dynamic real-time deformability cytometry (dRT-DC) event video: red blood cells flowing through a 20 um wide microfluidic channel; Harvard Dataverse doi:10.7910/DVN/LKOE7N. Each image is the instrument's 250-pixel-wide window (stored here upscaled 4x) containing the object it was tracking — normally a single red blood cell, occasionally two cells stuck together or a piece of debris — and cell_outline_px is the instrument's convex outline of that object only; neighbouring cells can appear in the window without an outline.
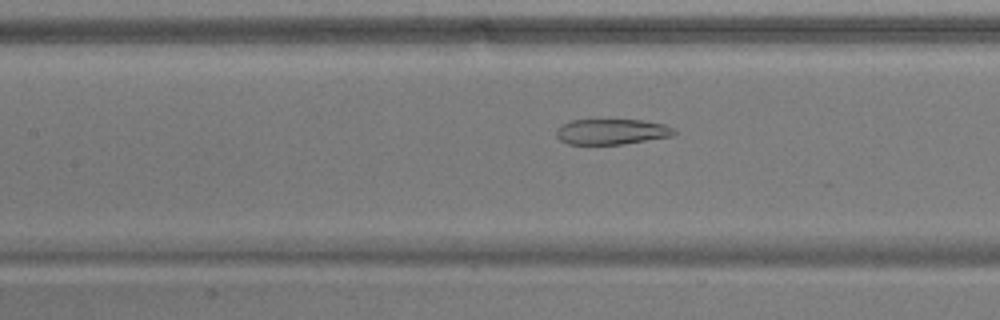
{"species": "common noctule bat (a hibernating species)", "species_latin": "Nyctalus noctula", "temperature_condition": "warm", "stored_images_in_passage": 54, "camera_frame_rate_fps": 3000, "um_per_image_px": 0.085, "animal": {"sex": "male", "body_mass_g": 17.9}, "frame": {"image": 1, "passage_image": 24, "time_ms": 7.667, "image_size_px": [1000, 320], "cell_outline_px": [[676, 132], [672, 136], [624, 144], [568, 144], [560, 140], [556, 136], [556, 128], [572, 120], [644, 120], [664, 124], [676, 128]], "centroid_in_image_um": [52.02, 11.19], "position_along_channel_um": 155.4, "area_um2": 17.57}}
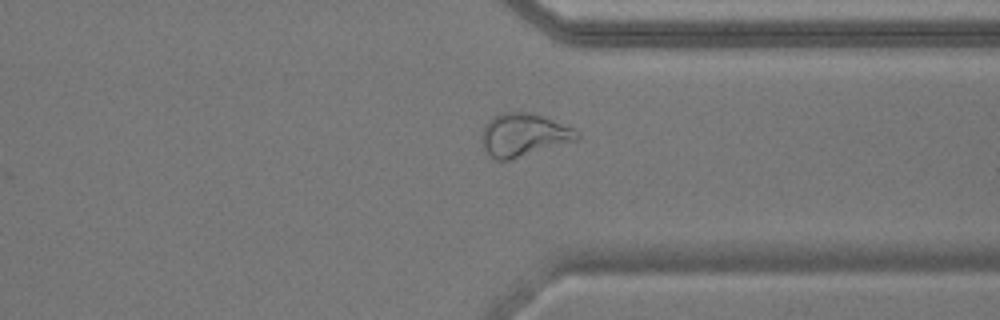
{"frame": {"image": 2, "passage_image": 41, "time_ms": 13.333, "image_size_px": [1000, 320], "cell_outline_px": [[580, 136], [576, 140], [508, 160], [496, 160], [484, 148], [484, 124], [492, 116], [504, 112], [532, 112], [544, 116], [572, 128]], "centroid_in_image_um": [44.51, 11.44], "position_along_channel_um": 366.9, "area_um2": 23.24}}
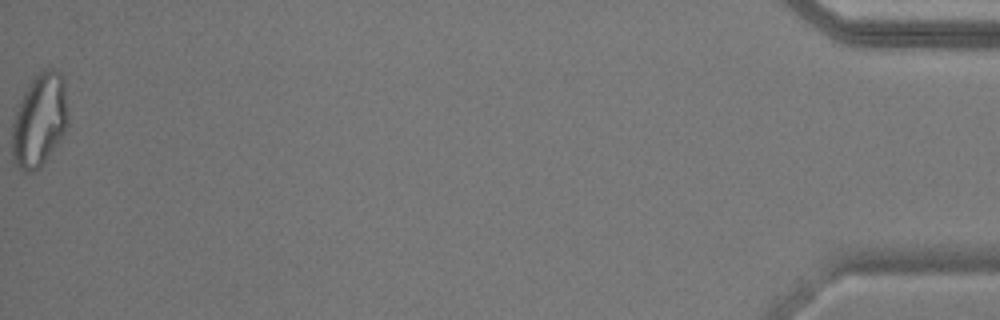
{"frame": {"image": 3, "passage_image": 54, "time_ms": 17.667, "image_size_px": [1000, 320], "cell_outline_px": [[68, 124], [64, 132], [40, 168], [32, 172], [24, 172], [16, 164], [12, 156], [12, 124], [20, 100], [24, 92], [32, 80], [44, 68], [56, 68], [60, 72], [64, 80], [68, 116]], "centroid_in_image_um": [3.36, 10.2], "position_along_channel_um": 431.8, "area_um2": 30.23}, "authors_computed_cell_mechanics": {"area_um2": 25.3453, "velocity_mm_per_s": 3.7433, "shape_relaxation_time_tau1_ms": null, "shape_relaxation_time_tau2_ms": 1.6025, "deformation_change_tau1": null, "deformation_change_tau2": 0.0908}}